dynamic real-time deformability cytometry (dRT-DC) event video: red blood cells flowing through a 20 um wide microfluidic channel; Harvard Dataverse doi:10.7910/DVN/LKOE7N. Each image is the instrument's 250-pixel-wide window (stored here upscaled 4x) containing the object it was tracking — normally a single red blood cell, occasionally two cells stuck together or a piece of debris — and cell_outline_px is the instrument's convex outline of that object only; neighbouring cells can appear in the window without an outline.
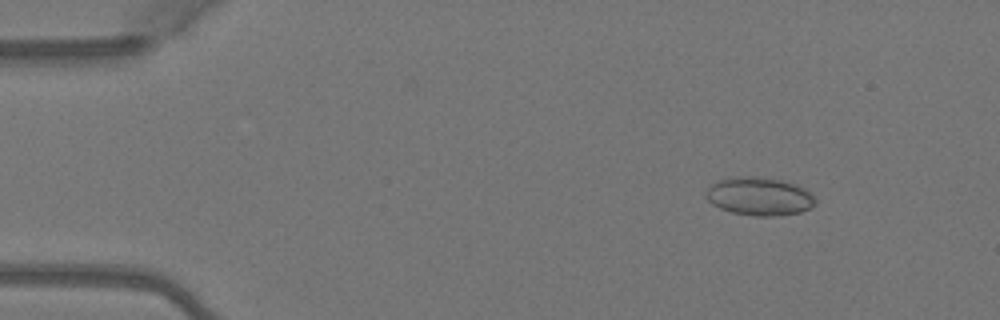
{"species": "Egyptian fruit bat (a non-hibernating species)", "species_latin": "Rousettus aegyptiacus", "temperature_condition": "warm", "stored_images_in_passage": 4, "camera_frame_rate_fps": 3000, "um_per_image_px": 0.085, "animal": {"sex": "female"}, "frame": {"image": 1, "passage_image": 2, "time_ms": 0.333, "image_size_px": [1000, 320], "cell_outline_px": [[816, 204], [812, 208], [800, 212], [780, 216], [752, 216], [732, 212], [720, 208], [712, 204], [704, 196], [708, 188], [712, 184], [720, 180], [736, 176], [752, 176], [780, 180], [804, 188], [816, 200]], "centroid_in_image_um": [64.53, 16.71], "position_along_channel_um": 20.5, "area_um2": 24.28}}